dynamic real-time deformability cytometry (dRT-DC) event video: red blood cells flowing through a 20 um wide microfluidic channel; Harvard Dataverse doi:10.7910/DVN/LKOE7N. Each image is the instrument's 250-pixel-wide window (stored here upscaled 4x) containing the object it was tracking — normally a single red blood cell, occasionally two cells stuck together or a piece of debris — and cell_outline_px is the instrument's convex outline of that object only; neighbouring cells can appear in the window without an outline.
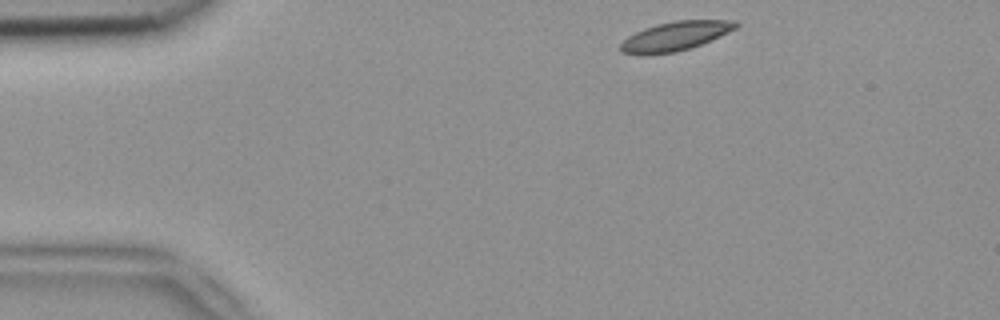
{"species": "common noctule bat (a hibernating species)", "species_latin": "Nyctalus noctula", "temperature_condition": "room temperature", "stored_images_in_passage": 45, "camera_frame_rate_fps": 3000, "um_per_image_px": 0.085, "animal": {"sex": "female", "body_mass_g": 18.4}, "frame": {"image": 1, "passage_image": 1, "time_ms": 0.0, "image_size_px": [1000, 320], "cell_outline_px": [[740, 24], [736, 28], [728, 32], [692, 48], [676, 52], [620, 52], [620, 44], [628, 36], [644, 28], [656, 24], [676, 20], [736, 20]], "centroid_in_image_um": [57.47, 3.02], "position_along_channel_um": 27.5, "area_um2": 18.96}}
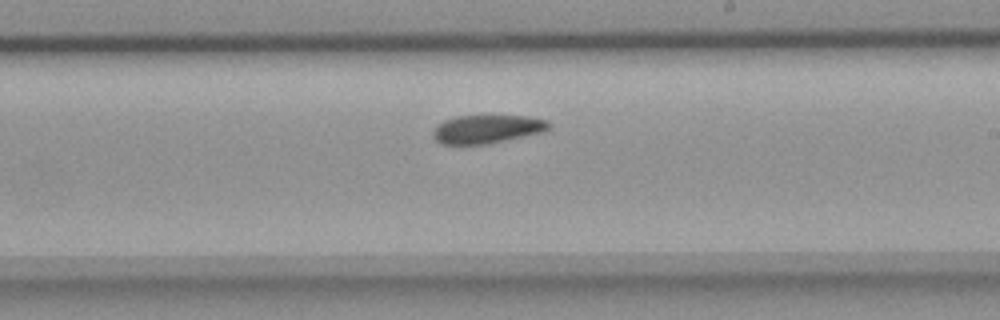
{"frame": {"image": 2, "passage_image": 23, "time_ms": 7.333, "image_size_px": [1000, 320], "cell_outline_px": [[548, 128], [540, 132], [488, 144], [440, 144], [432, 136], [432, 132], [444, 120], [456, 116], [528, 116], [548, 120]], "centroid_in_image_um": [41.35, 10.97], "position_along_channel_um": 247.6, "area_um2": 18.84}}
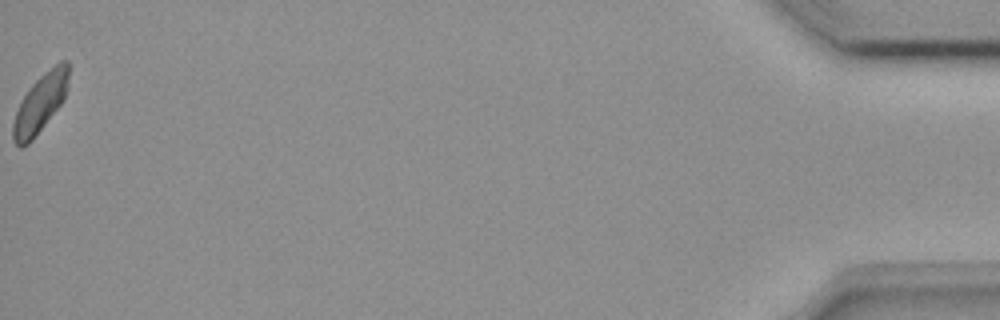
{"frame": {"image": 3, "passage_image": 45, "time_ms": 14.667, "image_size_px": [1000, 320], "cell_outline_px": [[68, 88], [64, 100], [32, 140], [28, 144], [20, 148], [12, 140], [12, 124], [16, 112], [28, 88], [44, 72], [60, 60], [68, 60]], "centroid_in_image_um": [3.42, 8.77], "position_along_channel_um": 431.8, "area_um2": 18.9}, "authors_computed_cell_mechanics": {"area_um2": 19.7098, "velocity_mm_per_s": 3.8534, "shape_relaxation_time_tau1_ms": null, "shape_relaxation_time_tau2_ms": 8.2057, "deformation_change_tau1": null, "deformation_change_tau2": 0.114}}